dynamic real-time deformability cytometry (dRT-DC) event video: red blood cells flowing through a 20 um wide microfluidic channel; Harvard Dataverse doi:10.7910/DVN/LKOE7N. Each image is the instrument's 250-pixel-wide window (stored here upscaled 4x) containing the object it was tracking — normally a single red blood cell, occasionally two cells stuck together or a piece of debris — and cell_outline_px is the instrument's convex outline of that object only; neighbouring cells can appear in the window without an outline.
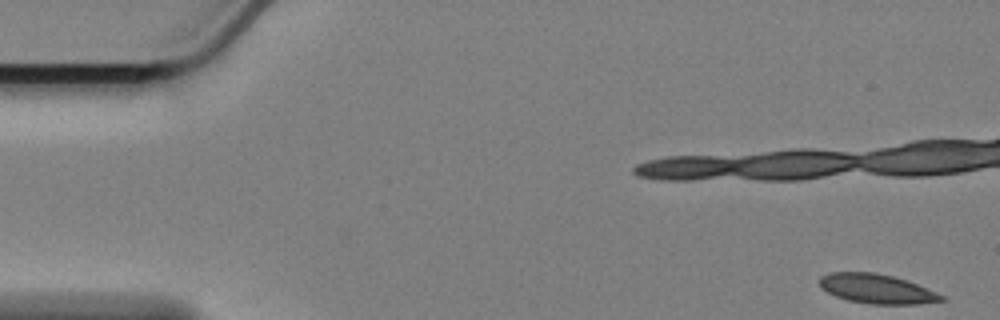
{"species": "Egyptian fruit bat (a non-hibernating species)", "species_latin": "Rousettus aegyptiacus", "temperature_condition": "cold", "stored_images_in_passage": 58, "camera_frame_rate_fps": 3000, "um_per_image_px": 0.085, "animal": {"sex": "female"}, "frame": {"image": 1, "passage_image": 1, "time_ms": 0.0, "image_size_px": [1000, 320], "cell_outline_px": [[944, 300], [916, 304], [868, 304], [848, 300], [836, 296], [820, 288], [816, 280], [820, 276], [828, 272], [876, 272], [908, 280], [936, 292], [944, 296]], "centroid_in_image_um": [74.46, 24.53], "position_along_channel_um": 10.5, "area_um2": 21.1}, "authors_computed_cell_mechanics": {"area_um2": 21.4149, "velocity_mm_per_s": 3.3809, "shape_relaxation_time_tau1_ms": 7.5938, "shape_relaxation_time_tau2_ms": 4.2991, "deformation_change_tau1": 0.1514, "deformation_change_tau2": 0.0758}}